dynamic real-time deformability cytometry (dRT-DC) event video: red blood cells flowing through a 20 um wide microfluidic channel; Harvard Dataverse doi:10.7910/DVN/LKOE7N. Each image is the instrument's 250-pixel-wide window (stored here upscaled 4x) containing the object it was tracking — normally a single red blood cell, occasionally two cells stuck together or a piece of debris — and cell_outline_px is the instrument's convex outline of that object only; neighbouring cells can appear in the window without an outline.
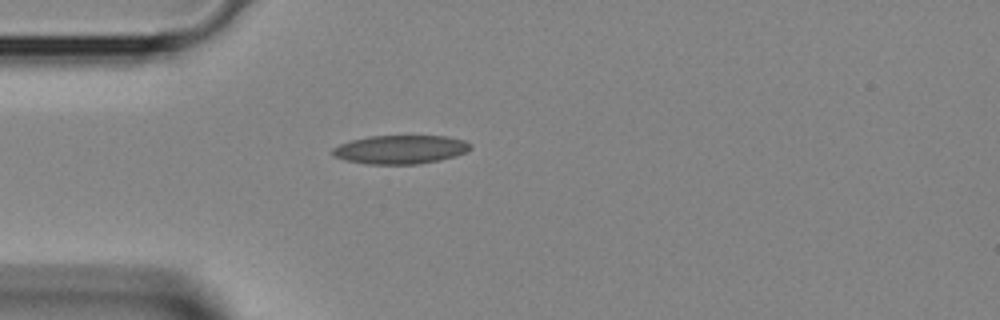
{"species": "Egyptian fruit bat (a non-hibernating species)", "species_latin": "Rousettus aegyptiacus", "temperature_condition": "room temperature", "stored_images_in_passage": 1, "camera_frame_rate_fps": 3000, "um_per_image_px": 0.085, "animal": {"sex": "female"}, "frame": {"image": 1, "passage_image": 1, "time_ms": 0.0, "image_size_px": [1000, 320], "cell_outline_px": [[472, 148], [468, 152], [456, 156], [440, 160], [416, 164], [368, 164], [344, 160], [332, 156], [332, 148], [340, 144], [352, 140], [368, 136], [448, 136], [464, 140], [472, 144]], "centroid_in_image_um": [34.06, 12.71], "position_along_channel_um": 50.9, "area_um2": 23.24}}